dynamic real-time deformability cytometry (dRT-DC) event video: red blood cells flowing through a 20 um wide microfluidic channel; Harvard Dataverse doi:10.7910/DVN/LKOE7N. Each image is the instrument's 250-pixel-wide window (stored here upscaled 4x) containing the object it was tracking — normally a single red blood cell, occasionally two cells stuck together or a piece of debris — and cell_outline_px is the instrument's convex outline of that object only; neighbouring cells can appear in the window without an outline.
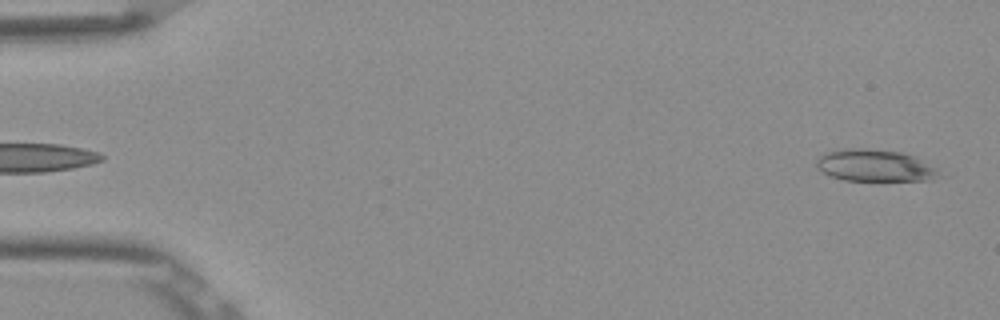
{"species": "Egyptian fruit bat (a non-hibernating species)", "species_latin": "Rousettus aegyptiacus", "temperature_condition": "room temperature", "stored_images_in_passage": 52, "camera_frame_rate_fps": 3000, "um_per_image_px": 0.085, "frame": {"image": 1, "passage_image": 2, "time_ms": 0.333, "image_size_px": [1000, 320], "cell_outline_px": [[940, 176], [932, 180], [844, 180], [828, 176], [816, 168], [816, 160], [824, 152], [848, 148], [860, 148], [900, 152], [916, 156], [936, 168]], "centroid_in_image_um": [74.32, 14.07], "position_along_channel_um": 10.7, "area_um2": 22.83}}
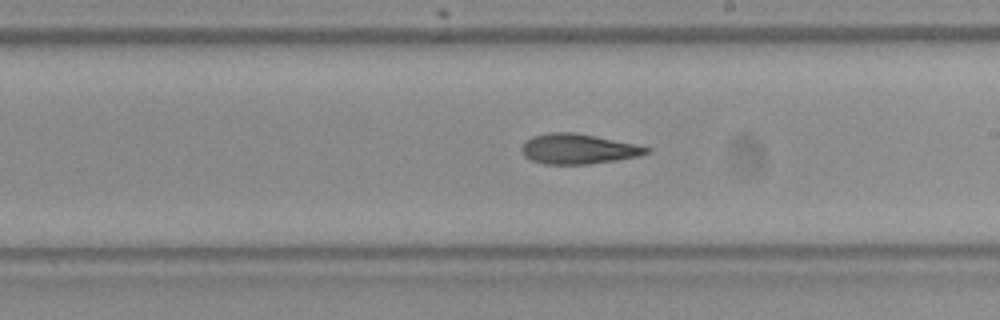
{"frame": {"image": 2, "passage_image": 30, "time_ms": 9.667, "image_size_px": [1000, 320], "cell_outline_px": [[652, 152], [640, 156], [616, 160], [588, 164], [544, 164], [532, 160], [524, 156], [520, 148], [524, 140], [532, 136], [548, 132], [576, 132], [636, 144], [652, 148]], "centroid_in_image_um": [49.15, 12.65], "position_along_channel_um": 239.9, "area_um2": 22.2}}
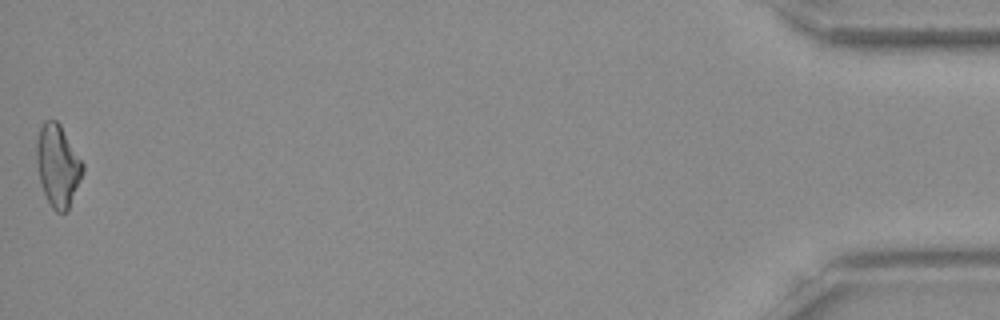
{"frame": {"image": 3, "passage_image": 52, "time_ms": 17.0, "image_size_px": [1000, 320], "cell_outline_px": [[84, 172], [68, 212], [56, 212], [52, 208], [40, 184], [36, 160], [36, 140], [40, 128], [44, 120], [56, 120], [60, 124], [84, 164]], "centroid_in_image_um": [4.92, 14.09], "position_along_channel_um": 430.3, "area_um2": 22.25}, "authors_computed_cell_mechanics": {"area_um2": 22.253, "velocity_mm_per_s": 3.8961, "shape_relaxation_time_tau1_ms": 9.5435, "shape_relaxation_time_tau2_ms": 6.0282, "deformation_change_tau1": 0.2217, "deformation_change_tau2": 0.1561}}